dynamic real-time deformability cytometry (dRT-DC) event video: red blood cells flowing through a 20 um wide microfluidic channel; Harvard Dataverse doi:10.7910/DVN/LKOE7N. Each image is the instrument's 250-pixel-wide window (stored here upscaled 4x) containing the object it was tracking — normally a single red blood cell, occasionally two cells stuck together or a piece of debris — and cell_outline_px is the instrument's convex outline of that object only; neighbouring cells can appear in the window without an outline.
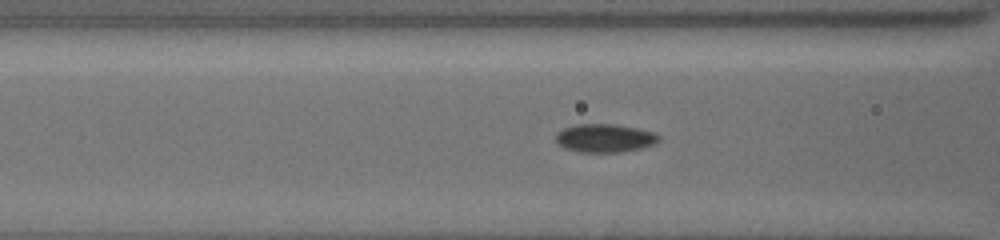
{"species": "common noctule bat (a hibernating species)", "species_latin": "Nyctalus noctula", "temperature_condition": "cold", "stored_images_in_passage": 45, "camera_frame_rate_fps": 3000, "um_per_image_px": 0.085, "animal": {"sex": "female", "body_mass_g": 19.5, "forearm_length_mm": 54.1}, "frame": {"image": 1, "passage_image": 8, "time_ms": 1.333, "image_size_px": [1000, 240], "cell_outline_px": [[660, 140], [656, 144], [644, 148], [620, 152], [580, 152], [564, 148], [556, 144], [556, 132], [564, 128], [580, 124], [616, 124], [656, 132], [660, 136]], "centroid_in_image_um": [51.44, 11.74], "position_along_channel_um": 115.2, "area_um2": 17.28}}
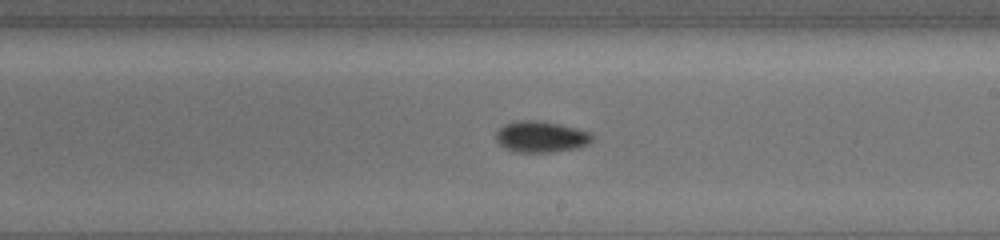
{"frame": {"image": 2, "passage_image": 24, "time_ms": 4.667, "image_size_px": [1000, 240], "cell_outline_px": [[596, 136], [588, 144], [580, 148], [552, 152], [512, 152], [504, 148], [496, 140], [496, 132], [504, 124], [524, 120], [532, 120], [560, 124], [592, 132]], "centroid_in_image_um": [46.03, 11.64], "position_along_channel_um": 243.0, "area_um2": 17.69}}
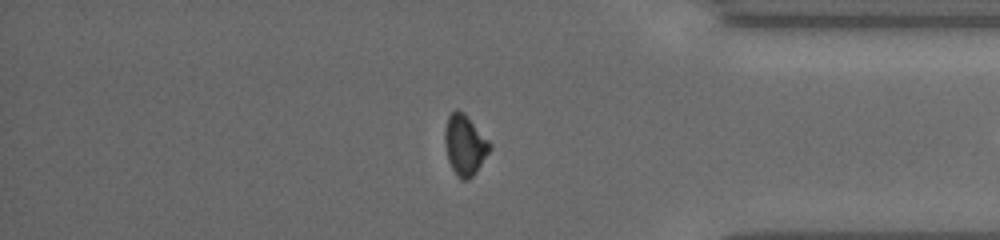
{"frame": {"image": 3, "passage_image": 44, "time_ms": 9.0, "image_size_px": [1000, 240], "cell_outline_px": [[492, 148], [476, 172], [468, 180], [460, 180], [452, 168], [448, 160], [444, 140], [444, 132], [448, 116], [456, 108], [464, 112], [492, 144]], "centroid_in_image_um": [39.51, 12.32], "position_along_channel_um": 395.7, "area_um2": 15.9}}